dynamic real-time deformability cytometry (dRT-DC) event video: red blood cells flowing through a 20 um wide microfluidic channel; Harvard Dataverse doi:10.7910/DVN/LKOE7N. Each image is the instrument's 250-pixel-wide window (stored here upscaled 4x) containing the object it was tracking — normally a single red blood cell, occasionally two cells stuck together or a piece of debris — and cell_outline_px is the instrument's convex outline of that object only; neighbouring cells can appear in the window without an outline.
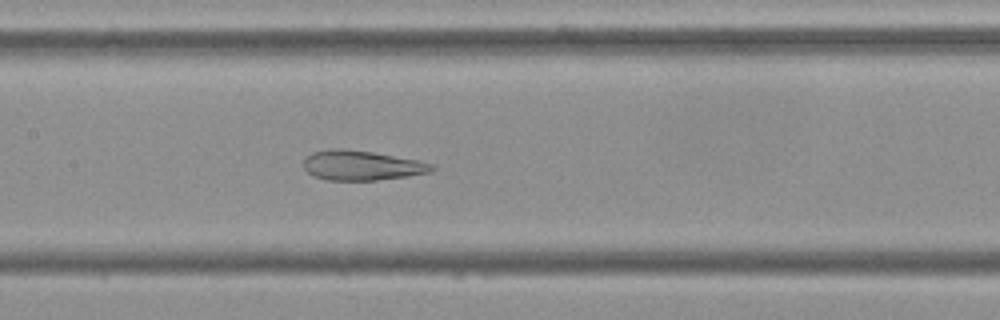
{"species": "Egyptian fruit bat (a non-hibernating species)", "species_latin": "Rousettus aegyptiacus", "temperature_condition": "cold", "stored_images_in_passage": 41, "segment_of_instrument_passage": [1, 2], "camera_frame_rate_fps": 3000, "um_per_image_px": 0.085, "frame": {"image": 1, "passage_image": 12, "time_ms": 3.667, "image_size_px": [1000, 320], "cell_outline_px": [[436, 168], [428, 172], [408, 176], [376, 180], [328, 180], [312, 176], [304, 168], [304, 156], [312, 152], [328, 148], [344, 148], [372, 152], [416, 160], [436, 164]], "centroid_in_image_um": [30.7, 14.05], "position_along_channel_um": 176.7, "area_um2": 22.37}}
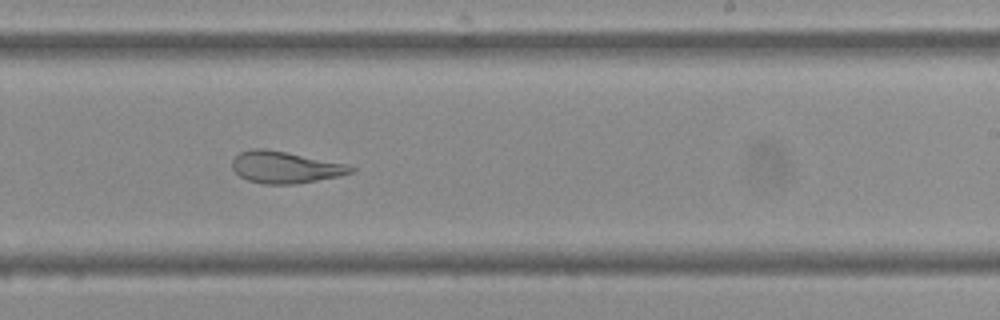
{"frame": {"image": 2, "passage_image": 19, "time_ms": 6.0, "image_size_px": [1000, 320], "cell_outline_px": [[356, 168], [352, 172], [340, 176], [296, 184], [264, 184], [248, 180], [240, 176], [232, 168], [232, 160], [240, 152], [252, 148], [264, 148], [344, 164]], "centroid_in_image_um": [24.2, 14.23], "position_along_channel_um": 264.8, "area_um2": 21.62}}
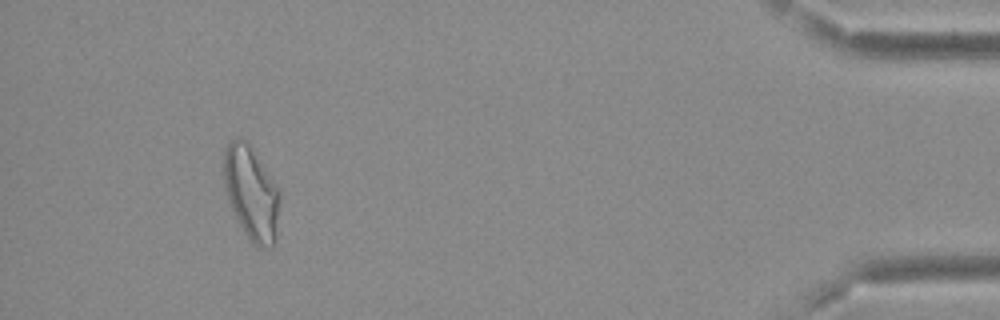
{"frame": {"image": 3, "passage_image": 36, "time_ms": 11.667, "image_size_px": [1000, 320], "cell_outline_px": [[280, 196], [276, 240], [272, 248], [260, 248], [252, 244], [244, 232], [232, 208], [224, 188], [224, 148], [228, 140], [236, 136], [252, 144], [280, 192]], "centroid_in_image_um": [21.37, 16.37], "position_along_channel_um": 413.8, "area_um2": 31.04}}